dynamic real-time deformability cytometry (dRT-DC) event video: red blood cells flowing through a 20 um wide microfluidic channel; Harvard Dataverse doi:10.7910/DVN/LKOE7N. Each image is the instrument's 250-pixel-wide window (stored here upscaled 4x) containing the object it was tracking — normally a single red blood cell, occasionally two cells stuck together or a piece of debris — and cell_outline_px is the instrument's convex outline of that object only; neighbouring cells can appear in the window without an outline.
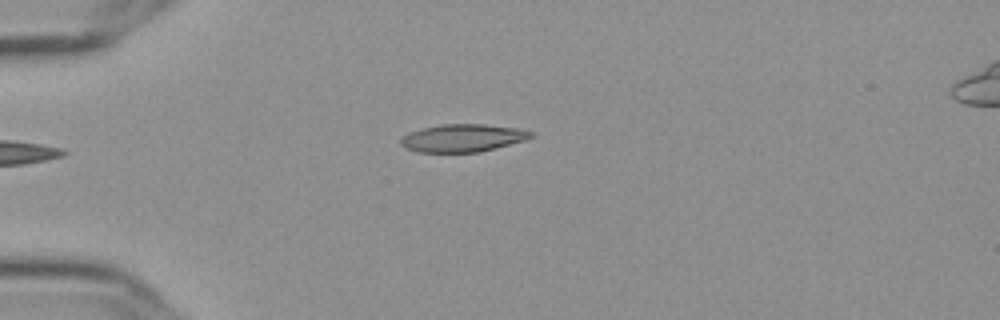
{"species": "Egyptian fruit bat (a non-hibernating species)", "species_latin": "Rousettus aegyptiacus", "temperature_condition": "cold", "stored_images_in_passage": 42, "camera_frame_rate_fps": 3000, "um_per_image_px": 0.085, "frame": {"image": 1, "passage_image": 1, "time_ms": 0.0, "image_size_px": [1000, 320], "cell_outline_px": [[532, 136], [524, 140], [476, 152], [416, 152], [400, 144], [400, 140], [404, 136], [412, 132], [424, 128], [440, 124], [484, 124], [516, 128], [532, 132]], "centroid_in_image_um": [39.3, 11.72], "position_along_channel_um": 45.7, "area_um2": 20.46}}
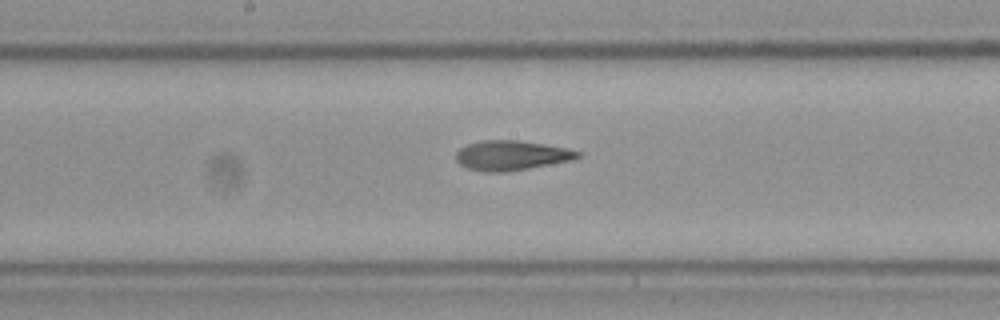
{"frame": {"image": 2, "passage_image": 16, "time_ms": 5.0, "image_size_px": [1000, 320], "cell_outline_px": [[580, 156], [572, 160], [528, 168], [500, 172], [488, 172], [468, 168], [460, 164], [456, 160], [456, 152], [460, 148], [468, 144], [480, 140], [520, 140], [568, 148], [580, 152]], "centroid_in_image_um": [43.46, 13.19], "position_along_channel_um": 204.7, "area_um2": 20.92}}
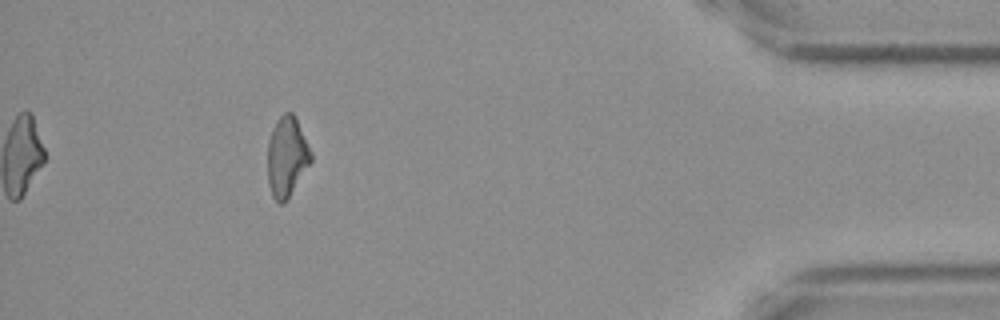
{"frame": {"image": 3, "passage_image": 37, "time_ms": 12.0, "image_size_px": [1000, 320], "cell_outline_px": [[312, 160], [284, 204], [280, 204], [272, 196], [268, 184], [268, 144], [272, 128], [276, 120], [284, 112], [292, 112], [312, 152]], "centroid_in_image_um": [24.37, 13.33], "position_along_channel_um": 410.8, "area_um2": 20.0}, "authors_computed_cell_mechanics": {"area_um2": 20.6346, "velocity_mm_per_s": 3.661, "shape_relaxation_time_tau1_ms": 5.9639, "shape_relaxation_time_tau2_ms": 2.4277, "deformation_change_tau1": 0.1862, "deformation_change_tau2": 0.1025}}